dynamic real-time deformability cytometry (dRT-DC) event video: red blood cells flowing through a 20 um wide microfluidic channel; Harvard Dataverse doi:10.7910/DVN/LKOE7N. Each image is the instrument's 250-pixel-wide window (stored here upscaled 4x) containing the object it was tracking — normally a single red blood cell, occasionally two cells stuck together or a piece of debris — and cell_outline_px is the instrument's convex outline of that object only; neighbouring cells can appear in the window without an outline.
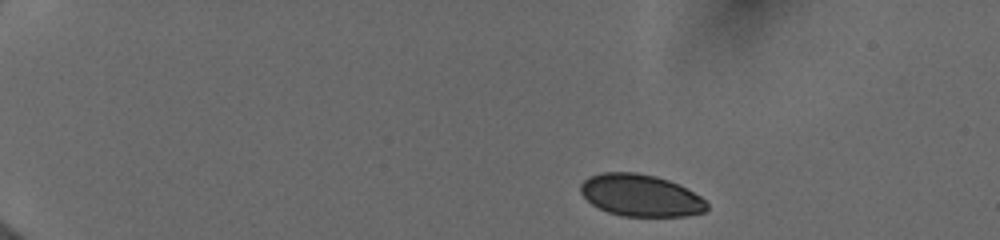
{"species": "human", "species_latin": "Homo sapiens", "temperature_condition": "cold", "stored_images_in_passage": 9, "camera_frame_rate_fps": 3000, "um_per_image_px": 0.085, "donor": {"sex": "female"}, "frame": {"image": 1, "passage_image": 1, "time_ms": 0.0, "image_size_px": [1000, 240], "cell_outline_px": [[708, 208], [704, 212], [688, 216], [624, 216], [608, 212], [592, 204], [580, 192], [580, 184], [588, 176], [600, 172], [636, 172], [656, 176], [668, 180], [700, 196], [708, 204]], "centroid_in_image_um": [54.43, 16.6], "position_along_channel_um": 30.6, "area_um2": 30.81}}
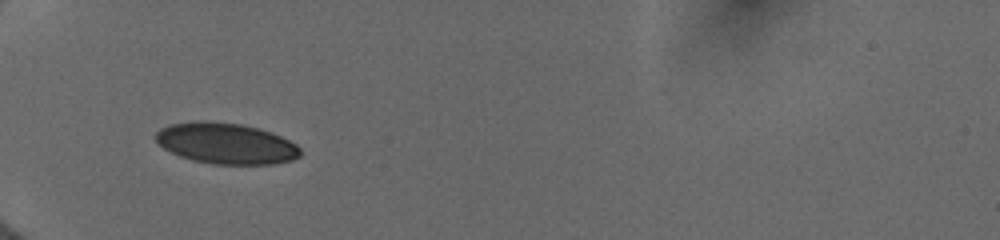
{"frame": {"image": 2, "passage_image": 6, "time_ms": 3.333, "image_size_px": [1000, 240], "cell_outline_px": [[300, 156], [292, 160], [272, 164], [212, 164], [192, 160], [180, 156], [164, 148], [156, 140], [156, 132], [160, 128], [172, 124], [196, 120], [208, 120], [240, 124], [260, 128], [280, 136], [296, 144], [300, 148]], "centroid_in_image_um": [19.21, 12.18], "position_along_channel_um": 65.8, "area_um2": 34.51}}
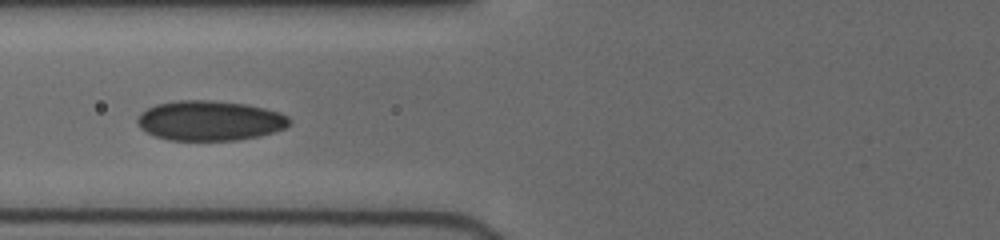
{"frame": {"image": 3, "passage_image": 8, "time_ms": 4.667, "image_size_px": [1000, 240], "cell_outline_px": [[292, 124], [284, 128], [260, 136], [236, 140], [168, 140], [156, 136], [140, 128], [136, 124], [136, 120], [140, 112], [156, 104], [176, 100], [212, 100], [244, 104], [264, 108], [280, 112], [288, 116], [292, 120]], "centroid_in_image_um": [17.83, 10.25], "position_along_channel_um": 108.0, "area_um2": 35.55}}